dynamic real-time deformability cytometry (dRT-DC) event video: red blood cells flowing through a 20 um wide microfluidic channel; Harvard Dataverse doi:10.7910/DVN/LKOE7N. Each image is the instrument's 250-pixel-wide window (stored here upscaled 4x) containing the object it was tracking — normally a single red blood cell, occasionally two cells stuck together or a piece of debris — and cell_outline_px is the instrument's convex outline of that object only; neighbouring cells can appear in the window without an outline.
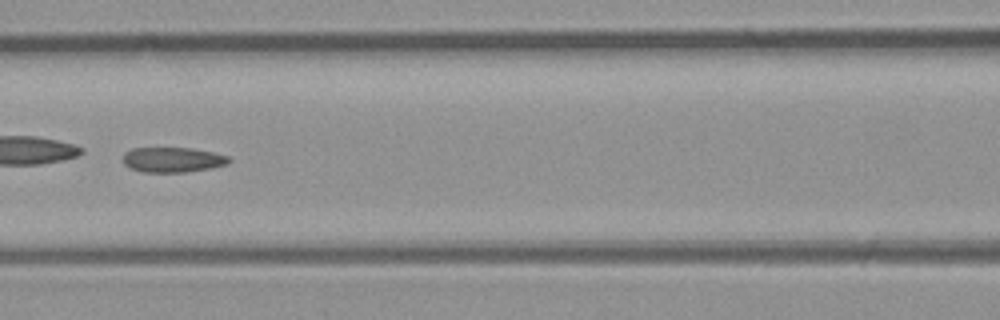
{"species": "common noctule bat (a hibernating species)", "species_latin": "Nyctalus noctula", "temperature_condition": "room temperature", "stored_images_in_passage": 6, "camera_frame_rate_fps": 3000, "um_per_image_px": 0.085, "animal": {"sex": "male", "body_mass_g": 23.1, "forearm_length_mm": 52.7}, "frame": {"image": 1, "passage_image": 6, "time_ms": 6.333, "image_size_px": [1000, 320], "cell_outline_px": [[232, 160], [228, 164], [212, 168], [184, 172], [144, 172], [128, 168], [124, 164], [124, 152], [132, 148], [192, 148], [212, 152], [228, 156]], "centroid_in_image_um": [14.68, 13.58], "position_along_channel_um": 151.9, "area_um2": 15.55}}